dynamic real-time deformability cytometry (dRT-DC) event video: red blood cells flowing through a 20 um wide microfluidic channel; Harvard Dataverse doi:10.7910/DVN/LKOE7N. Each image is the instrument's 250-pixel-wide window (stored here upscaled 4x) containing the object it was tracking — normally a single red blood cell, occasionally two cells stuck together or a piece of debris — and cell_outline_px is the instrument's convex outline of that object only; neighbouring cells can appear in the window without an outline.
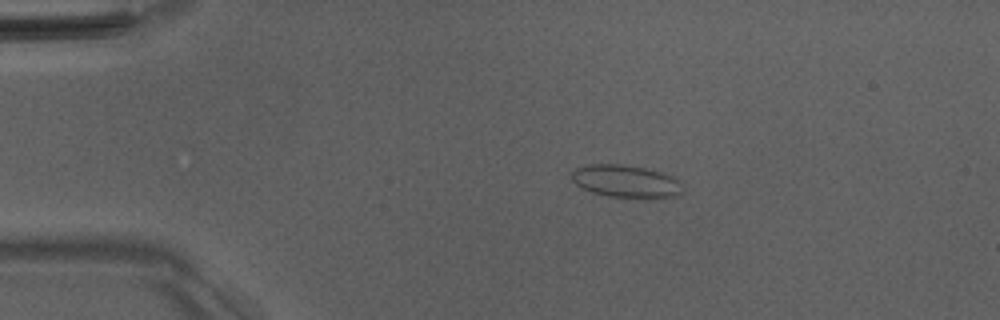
{"species": "Egyptian fruit bat (a non-hibernating species)", "species_latin": "Rousettus aegyptiacus", "temperature_condition": "room temperature", "stored_images_in_passage": 51, "camera_frame_rate_fps": 3000, "um_per_image_px": 0.085, "animal": {"sex": "male"}, "frame": {"image": 1, "passage_image": 10, "time_ms": 3.0, "image_size_px": [1000, 320], "cell_outline_px": [[684, 188], [676, 196], [652, 200], [644, 200], [608, 196], [592, 192], [576, 184], [572, 180], [572, 172], [576, 168], [588, 164], [620, 164], [644, 168], [660, 172], [672, 176], [680, 180], [684, 184]], "centroid_in_image_um": [53.28, 15.45], "position_along_channel_um": 31.7, "area_um2": 21.62}}
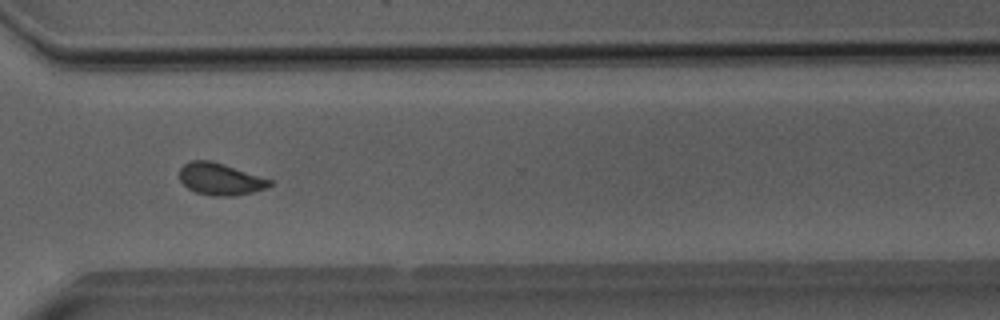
{"frame": {"image": 2, "passage_image": 38, "time_ms": 12.333, "image_size_px": [1000, 320], "cell_outline_px": [[272, 184], [268, 188], [252, 192], [232, 196], [212, 196], [196, 192], [188, 188], [180, 180], [180, 168], [184, 164], [192, 160], [212, 160], [272, 180]], "centroid_in_image_um": [18.72, 15.22], "position_along_channel_um": 351.9, "area_um2": 16.76}}
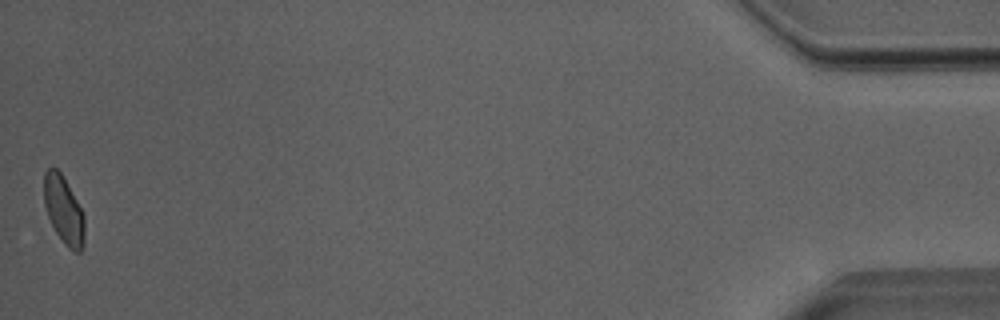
{"frame": {"image": 3, "passage_image": 51, "time_ms": 16.667, "image_size_px": [1000, 320], "cell_outline_px": [[84, 244], [80, 252], [76, 252], [68, 248], [64, 244], [56, 232], [48, 216], [44, 204], [44, 172], [52, 164], [60, 172], [76, 200], [84, 216]], "centroid_in_image_um": [5.4, 17.85], "position_along_channel_um": 429.8, "area_um2": 15.84}, "authors_computed_cell_mechanics": {"area_um2": 16.8776, "velocity_mm_per_s": 4.008, "shape_relaxation_time_tau1_ms": 7.1089, "shape_relaxation_time_tau2_ms": 0.9895, "deformation_change_tau1": 0.1125, "deformation_change_tau2": 0.0511}}